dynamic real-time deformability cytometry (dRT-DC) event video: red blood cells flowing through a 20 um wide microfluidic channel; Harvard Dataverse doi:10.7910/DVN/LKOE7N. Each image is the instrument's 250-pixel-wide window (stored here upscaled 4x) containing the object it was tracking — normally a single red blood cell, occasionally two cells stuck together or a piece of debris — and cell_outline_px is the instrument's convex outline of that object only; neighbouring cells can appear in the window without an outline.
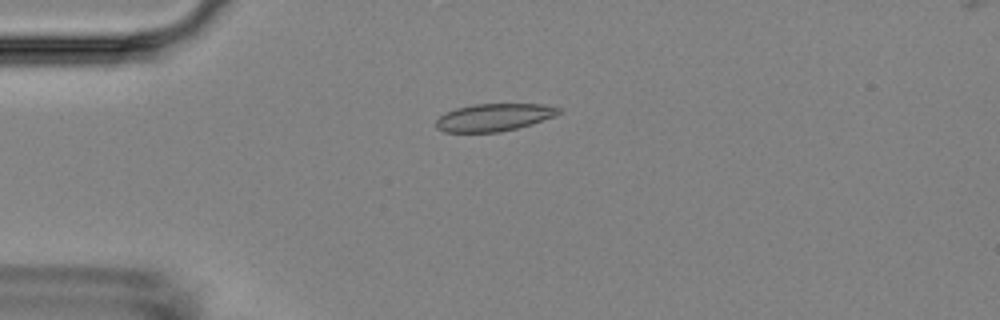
{"species": "Egyptian fruit bat (a non-hibernating species)", "species_latin": "Rousettus aegyptiacus", "temperature_condition": "room temperature", "stored_images_in_passage": 5, "camera_frame_rate_fps": 3000, "um_per_image_px": 0.085, "animal": {"sex": "female"}, "frame": {"image": 1, "passage_image": 2, "time_ms": 1.333, "image_size_px": [1000, 320], "cell_outline_px": [[564, 112], [556, 116], [532, 124], [500, 132], [444, 132], [436, 128], [436, 120], [444, 112], [456, 108], [476, 104], [544, 104], [564, 108]], "centroid_in_image_um": [42.04, 9.97], "position_along_channel_um": 43.0, "area_um2": 19.94}}